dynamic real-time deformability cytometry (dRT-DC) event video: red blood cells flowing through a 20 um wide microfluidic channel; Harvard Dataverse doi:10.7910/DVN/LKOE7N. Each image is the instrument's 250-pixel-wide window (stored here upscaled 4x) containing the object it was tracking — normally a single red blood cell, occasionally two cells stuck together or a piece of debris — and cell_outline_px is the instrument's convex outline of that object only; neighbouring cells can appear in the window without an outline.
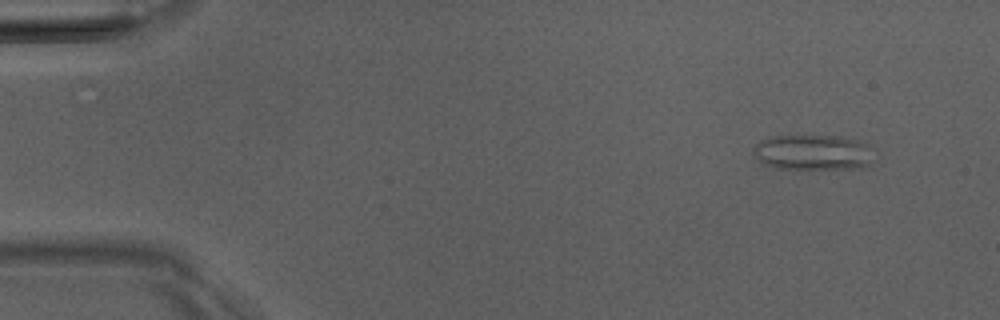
{"species": "Egyptian fruit bat (a non-hibernating species)", "species_latin": "Rousettus aegyptiacus", "temperature_condition": "room temperature", "stored_images_in_passage": 5, "camera_frame_rate_fps": 3000, "um_per_image_px": 0.085, "animal": {"sex": "male"}, "frame": {"image": 1, "passage_image": 2, "time_ms": 1.0, "image_size_px": [1000, 320], "cell_outline_px": [[868, 164], [864, 168], [776, 168], [760, 160], [756, 156], [756, 144], [760, 140], [768, 136], [840, 136], [860, 140], [868, 144]], "centroid_in_image_um": [69.09, 12.93], "position_along_channel_um": 15.9, "area_um2": 24.16}}